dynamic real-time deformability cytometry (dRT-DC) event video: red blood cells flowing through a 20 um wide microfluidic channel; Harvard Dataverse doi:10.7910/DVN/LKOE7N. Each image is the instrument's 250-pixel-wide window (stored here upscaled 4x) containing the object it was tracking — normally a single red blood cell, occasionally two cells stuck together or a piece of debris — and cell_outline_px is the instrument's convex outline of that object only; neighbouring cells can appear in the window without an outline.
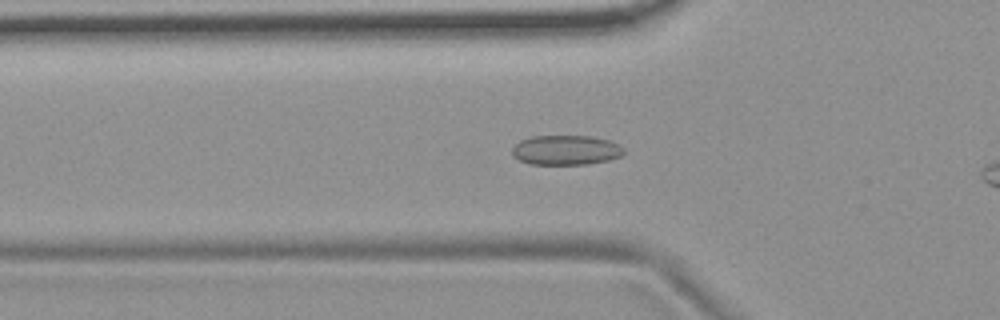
{"species": "common noctule bat (a hibernating species)", "species_latin": "Nyctalus noctula", "temperature_condition": "room temperature", "stored_images_in_passage": 41, "camera_frame_rate_fps": 3000, "um_per_image_px": 0.085, "animal": {"sex": "female", "body_mass_g": 19.9}, "frame": {"image": 1, "passage_image": 14, "time_ms": 4.333, "image_size_px": [1000, 320], "cell_outline_px": [[624, 152], [620, 156], [608, 160], [588, 164], [532, 164], [520, 160], [512, 156], [512, 148], [520, 140], [532, 136], [592, 136], [608, 140], [620, 144], [624, 148]], "centroid_in_image_um": [48.11, 12.75], "position_along_channel_um": 77.7, "area_um2": 19.36}}
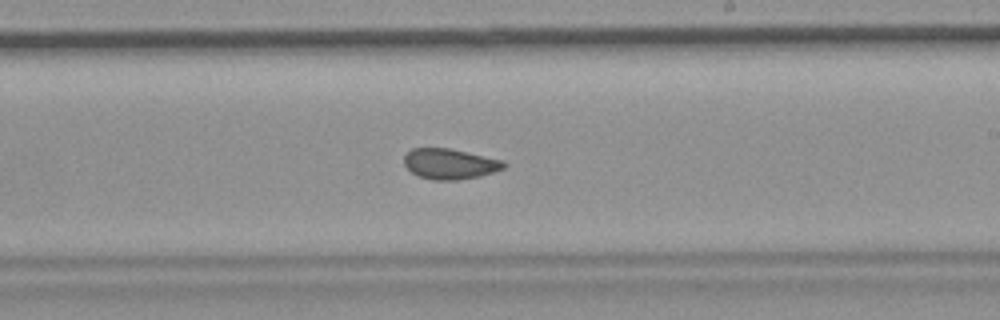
{"frame": {"image": 2, "passage_image": 28, "time_ms": 9.0, "image_size_px": [1000, 320], "cell_outline_px": [[508, 164], [504, 168], [480, 176], [460, 180], [432, 180], [420, 176], [412, 172], [404, 164], [404, 156], [412, 148], [448, 148], [504, 160]], "centroid_in_image_um": [38.26, 13.93], "position_along_channel_um": 250.7, "area_um2": 17.69}}
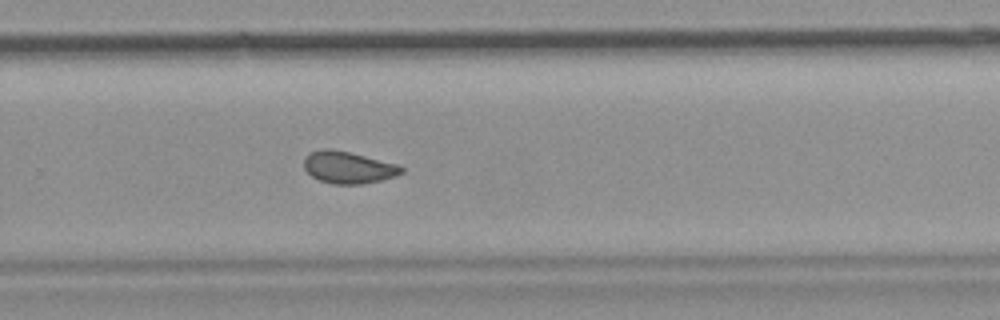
{"frame": {"image": 3, "passage_image": 32, "time_ms": 10.333, "image_size_px": [1000, 320], "cell_outline_px": [[404, 172], [396, 176], [380, 180], [360, 184], [332, 184], [320, 180], [312, 176], [304, 168], [304, 156], [308, 152], [320, 148], [328, 148], [348, 152], [400, 164], [404, 168]], "centroid_in_image_um": [29.6, 14.22], "position_along_channel_um": 300.2, "area_um2": 18.32}}